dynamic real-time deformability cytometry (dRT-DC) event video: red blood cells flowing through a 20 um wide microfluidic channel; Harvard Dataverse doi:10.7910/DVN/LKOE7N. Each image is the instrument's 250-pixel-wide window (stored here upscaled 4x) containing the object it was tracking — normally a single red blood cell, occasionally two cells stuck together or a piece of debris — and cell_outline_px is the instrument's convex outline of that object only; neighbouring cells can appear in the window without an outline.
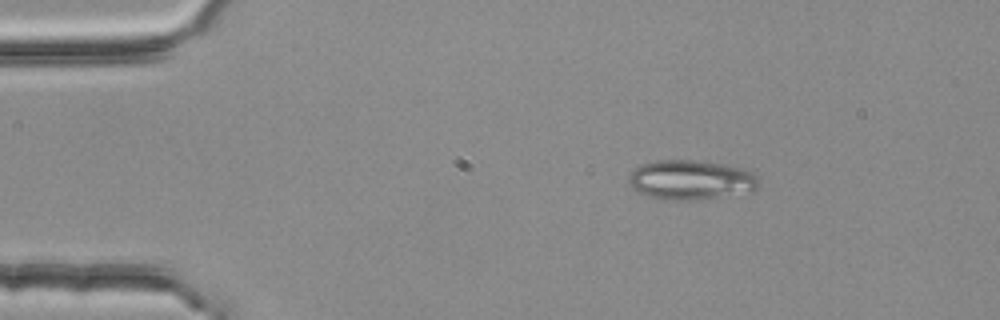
{"species": "common noctule bat (a hibernating species)", "species_latin": "Nyctalus noctula", "temperature_condition": "room temperature", "stored_images_in_passage": 5, "camera_frame_rate_fps": 3000, "um_per_image_px": 0.085, "animal": {"sex": "female", "body_mass_g": 25.1}, "frame": {"image": 1, "passage_image": 5, "time_ms": 1.333, "image_size_px": [1000, 320], "cell_outline_px": [[760, 184], [752, 192], [688, 200], [664, 200], [648, 196], [632, 188], [628, 184], [628, 176], [640, 164], [656, 160], [696, 160], [724, 164], [744, 168], [752, 172], [756, 176]], "centroid_in_image_um": [58.72, 15.28], "position_along_channel_um": 26.3, "area_um2": 30.11}}